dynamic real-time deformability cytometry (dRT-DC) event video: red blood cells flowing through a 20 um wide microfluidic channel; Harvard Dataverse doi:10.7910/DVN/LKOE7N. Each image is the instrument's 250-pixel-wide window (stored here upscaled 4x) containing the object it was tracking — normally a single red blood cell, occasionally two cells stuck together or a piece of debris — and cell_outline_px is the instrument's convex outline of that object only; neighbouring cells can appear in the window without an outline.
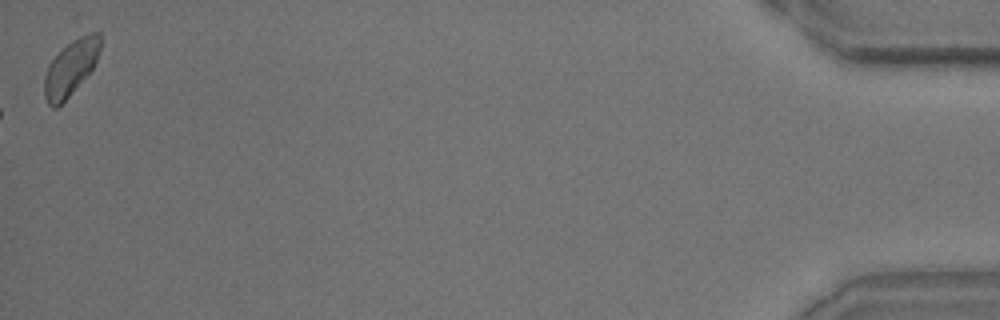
{"species": "common noctule bat (a hibernating species)", "species_latin": "Nyctalus noctula", "temperature_condition": "room temperature", "stored_images_in_passage": 41, "segment_of_instrument_passage": [2, 2], "camera_frame_rate_fps": 3000, "um_per_image_px": 0.085, "animal": {"sex": "male", "body_mass_g": 15.6}, "frame": {"image": 1, "passage_image": 41, "time_ms": 13.333, "image_size_px": [1000, 320], "cell_outline_px": [[100, 52], [92, 68], [68, 96], [56, 108], [52, 108], [48, 104], [44, 96], [44, 76], [48, 64], [72, 40], [80, 36], [92, 32], [100, 32]], "centroid_in_image_um": [5.99, 5.75], "position_along_channel_um": 429.2, "area_um2": 17.57}}